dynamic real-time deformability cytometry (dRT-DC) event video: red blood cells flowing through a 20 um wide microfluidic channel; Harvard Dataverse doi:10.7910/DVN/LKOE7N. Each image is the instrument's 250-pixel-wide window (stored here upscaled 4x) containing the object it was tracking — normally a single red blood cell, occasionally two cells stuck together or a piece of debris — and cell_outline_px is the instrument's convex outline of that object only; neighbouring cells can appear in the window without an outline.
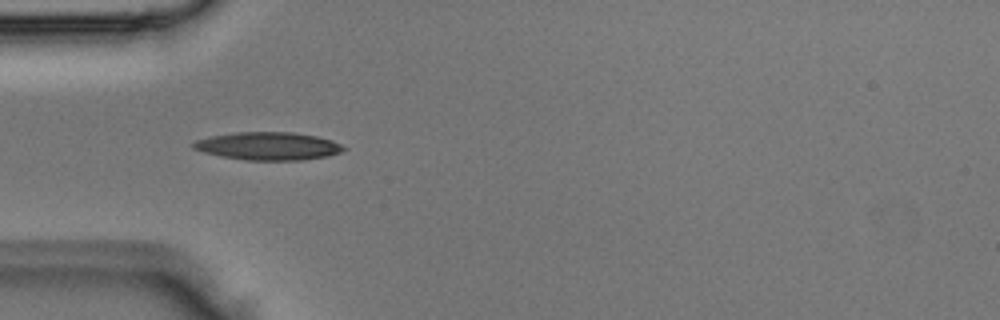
{"species": "Egyptian fruit bat (a non-hibernating species)", "species_latin": "Rousettus aegyptiacus", "temperature_condition": "room temperature", "stored_images_in_passage": 1, "camera_frame_rate_fps": 3000, "um_per_image_px": 0.085, "animal": {"sex": "male"}, "frame": {"image": 1, "passage_image": 1, "time_ms": 0.0, "image_size_px": [1000, 320], "cell_outline_px": [[348, 148], [340, 152], [328, 156], [304, 160], [244, 160], [220, 156], [204, 152], [192, 148], [192, 144], [196, 140], [212, 136], [236, 132], [292, 132], [316, 136], [332, 140]], "centroid_in_image_um": [22.81, 12.42], "position_along_channel_um": 62.2, "area_um2": 24.45}}